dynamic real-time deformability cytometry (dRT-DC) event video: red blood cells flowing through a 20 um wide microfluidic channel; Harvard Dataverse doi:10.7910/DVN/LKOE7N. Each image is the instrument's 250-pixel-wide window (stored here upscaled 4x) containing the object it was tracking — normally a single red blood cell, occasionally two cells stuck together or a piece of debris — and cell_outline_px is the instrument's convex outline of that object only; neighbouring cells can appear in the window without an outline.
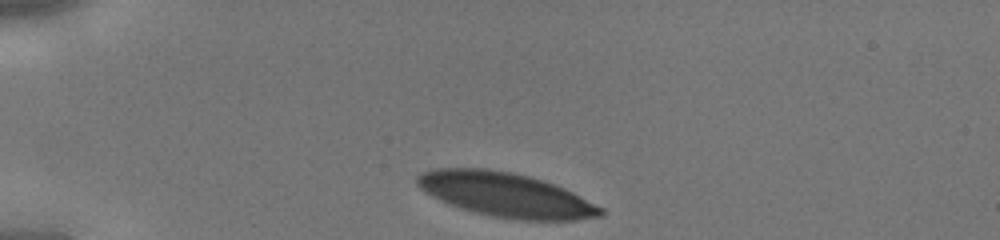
{"species": "human", "species_latin": "Homo sapiens", "temperature_condition": "cold", "stored_images_in_passage": 27, "camera_frame_rate_fps": 3000, "um_per_image_px": 0.085, "donor": {"sex": "male"}, "frame": {"image": 1, "passage_image": 1, "time_ms": 0.0, "image_size_px": [1000, 240], "cell_outline_px": [[604, 216], [576, 220], [520, 220], [492, 216], [460, 208], [448, 204], [424, 192], [416, 184], [416, 176], [420, 172], [432, 168], [488, 168], [512, 172], [544, 180], [564, 188], [604, 208]], "centroid_in_image_um": [42.97, 16.55], "position_along_channel_um": 42.0, "area_um2": 47.57}}
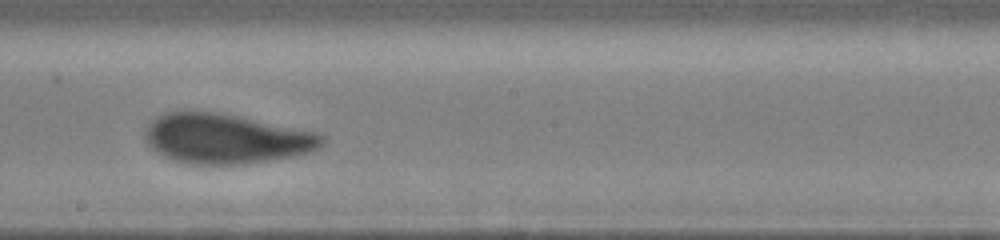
{"frame": {"image": 2, "passage_image": 16, "time_ms": 5.0, "image_size_px": [1000, 240], "cell_outline_px": [[328, 140], [320, 148], [312, 152], [296, 156], [244, 164], [192, 164], [176, 160], [164, 156], [156, 152], [148, 144], [144, 136], [144, 128], [156, 116], [164, 112], [188, 108], [216, 112], [240, 116], [316, 132], [324, 136]], "centroid_in_image_um": [19.19, 11.75], "position_along_channel_um": 229.0, "area_um2": 52.37}}
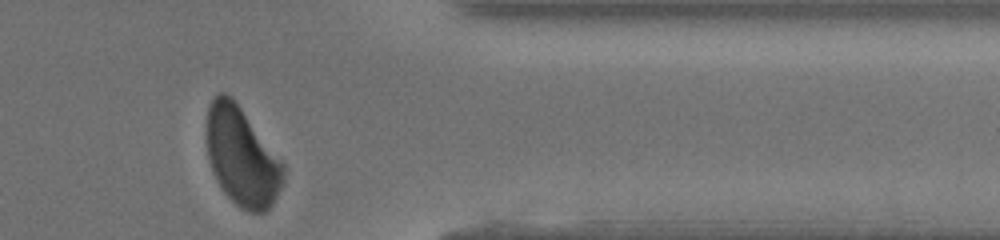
{"frame": {"image": 3, "passage_image": 27, "time_ms": 8.667, "image_size_px": [1000, 240], "cell_outline_px": [[288, 168], [284, 180], [272, 204], [264, 212], [248, 212], [240, 208], [224, 192], [212, 168], [208, 156], [204, 128], [208, 108], [212, 100], [220, 92], [224, 92], [232, 96], [284, 160]], "centroid_in_image_um": [20.59, 13.27], "position_along_channel_um": 390.8, "area_um2": 44.97}}